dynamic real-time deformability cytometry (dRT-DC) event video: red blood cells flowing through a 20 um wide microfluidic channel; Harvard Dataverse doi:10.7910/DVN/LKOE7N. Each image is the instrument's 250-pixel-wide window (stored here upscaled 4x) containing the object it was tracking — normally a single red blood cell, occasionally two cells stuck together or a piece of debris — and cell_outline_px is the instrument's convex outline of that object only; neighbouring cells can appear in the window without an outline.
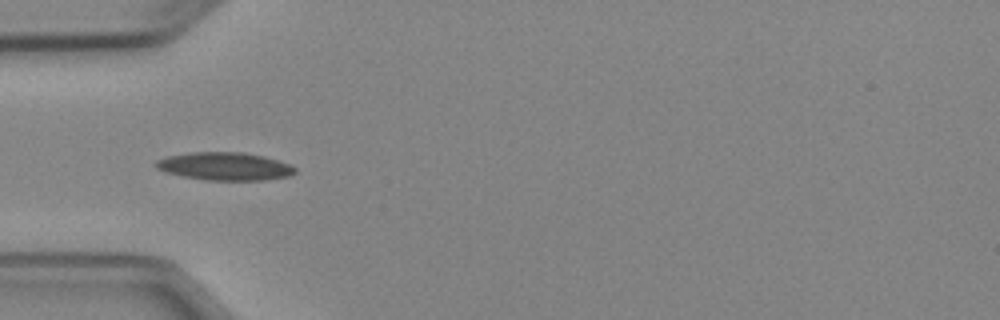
{"species": "Egyptian fruit bat (a non-hibernating species)", "species_latin": "Rousettus aegyptiacus", "temperature_condition": "cold", "stored_images_in_passage": 9, "camera_frame_rate_fps": 3000, "um_per_image_px": 0.085, "animal": {"sex": "female"}, "frame": {"image": 1, "passage_image": 6, "time_ms": 1.667, "image_size_px": [1000, 320], "cell_outline_px": [[296, 172], [288, 176], [268, 180], [204, 180], [184, 176], [168, 172], [156, 168], [156, 160], [168, 156], [192, 152], [240, 152], [264, 156], [288, 164], [296, 168]], "centroid_in_image_um": [19.12, 14.14], "position_along_channel_um": 65.9, "area_um2": 22.43}}